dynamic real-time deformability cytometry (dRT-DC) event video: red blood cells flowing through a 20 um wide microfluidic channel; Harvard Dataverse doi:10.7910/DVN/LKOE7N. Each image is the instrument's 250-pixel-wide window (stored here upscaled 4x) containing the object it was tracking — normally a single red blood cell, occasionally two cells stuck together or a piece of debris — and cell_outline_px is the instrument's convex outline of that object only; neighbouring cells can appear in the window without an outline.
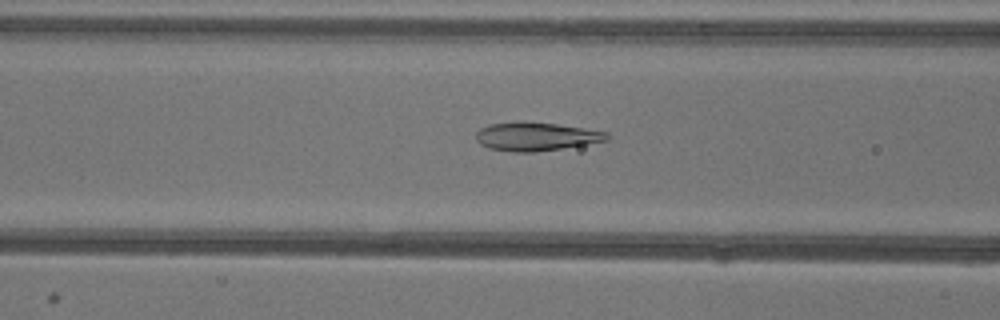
{"species": "common noctule bat (a hibernating species)", "species_latin": "Nyctalus noctula", "temperature_condition": "warm", "stored_images_in_passage": 45, "camera_frame_rate_fps": 3000, "um_per_image_px": 0.085, "animal": {"sex": "female"}, "frame": {"image": 1, "passage_image": 20, "time_ms": 6.333, "image_size_px": [1000, 320], "cell_outline_px": [[608, 140], [536, 152], [512, 152], [488, 148], [480, 144], [476, 140], [476, 132], [480, 128], [488, 124], [524, 120], [556, 124], [584, 128], [608, 132]], "centroid_in_image_um": [45.49, 11.59], "position_along_channel_um": 121.1, "area_um2": 21.85}}
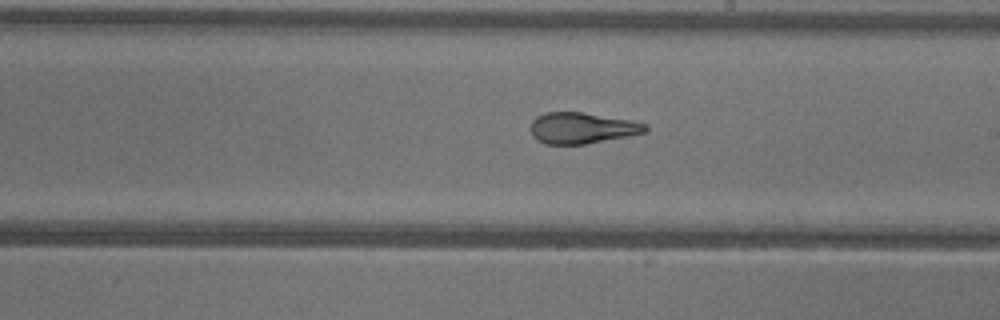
{"frame": {"image": 2, "passage_image": 29, "time_ms": 9.333, "image_size_px": [1000, 320], "cell_outline_px": [[648, 128], [644, 132], [628, 136], [584, 144], [544, 144], [536, 140], [532, 136], [532, 120], [536, 116], [544, 112], [584, 112], [632, 120], [644, 124]], "centroid_in_image_um": [49.43, 10.87], "position_along_channel_um": 239.6, "area_um2": 20.75}}
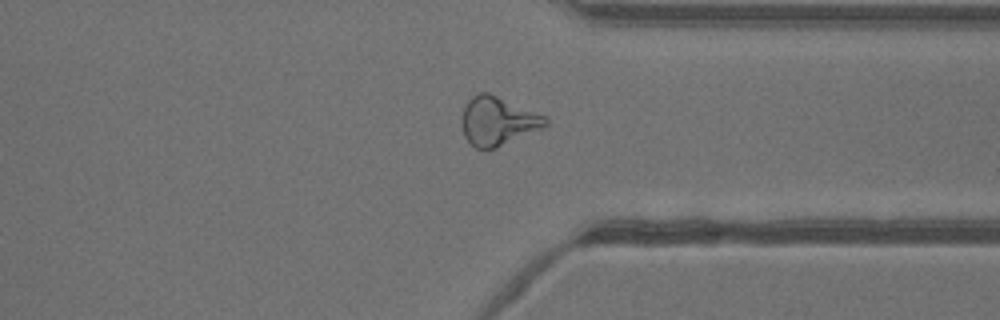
{"frame": {"image": 3, "passage_image": 39, "time_ms": 12.667, "image_size_px": [1000, 320], "cell_outline_px": [[548, 124], [496, 148], [476, 148], [464, 136], [460, 124], [460, 116], [464, 104], [472, 96], [480, 92], [488, 92], [544, 116], [548, 120]], "centroid_in_image_um": [42.21, 10.27], "position_along_channel_um": 369.2, "area_um2": 23.35}, "authors_computed_cell_mechanics": {"area_um2": 22.542, "velocity_mm_per_s": 3.9467, "shape_relaxation_time_tau1_ms": 5.5631, "shape_relaxation_time_tau2_ms": 1.1435, "deformation_change_tau1": 0.1985, "deformation_change_tau2": 0.0826}}